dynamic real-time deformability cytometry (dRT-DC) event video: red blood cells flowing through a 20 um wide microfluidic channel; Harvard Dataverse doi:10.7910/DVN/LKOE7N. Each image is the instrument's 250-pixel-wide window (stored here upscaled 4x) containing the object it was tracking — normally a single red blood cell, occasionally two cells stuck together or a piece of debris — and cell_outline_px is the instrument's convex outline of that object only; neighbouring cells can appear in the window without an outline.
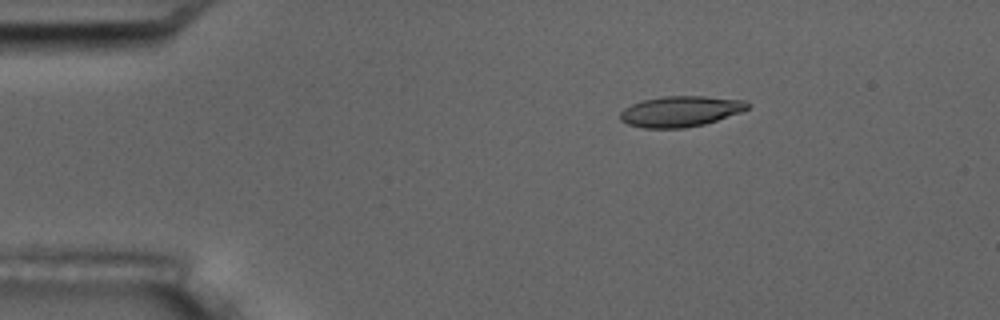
{"species": "common noctule bat (a hibernating species)", "species_latin": "Nyctalus noctula", "temperature_condition": "room temperature", "stored_images_in_passage": 3, "camera_frame_rate_fps": 3000, "um_per_image_px": 0.085, "animal": {"sex": "male", "body_mass_g": 17.5, "forearm_length_mm": 52.3}, "frame": {"image": 1, "passage_image": 1, "time_ms": 0.0, "image_size_px": [1000, 320], "cell_outline_px": [[748, 108], [740, 112], [704, 124], [684, 128], [644, 128], [628, 124], [620, 120], [620, 112], [624, 108], [632, 104], [644, 100], [664, 96], [704, 96], [744, 100], [748, 104]], "centroid_in_image_um": [57.81, 9.46], "position_along_channel_um": 27.2, "area_um2": 22.54}}